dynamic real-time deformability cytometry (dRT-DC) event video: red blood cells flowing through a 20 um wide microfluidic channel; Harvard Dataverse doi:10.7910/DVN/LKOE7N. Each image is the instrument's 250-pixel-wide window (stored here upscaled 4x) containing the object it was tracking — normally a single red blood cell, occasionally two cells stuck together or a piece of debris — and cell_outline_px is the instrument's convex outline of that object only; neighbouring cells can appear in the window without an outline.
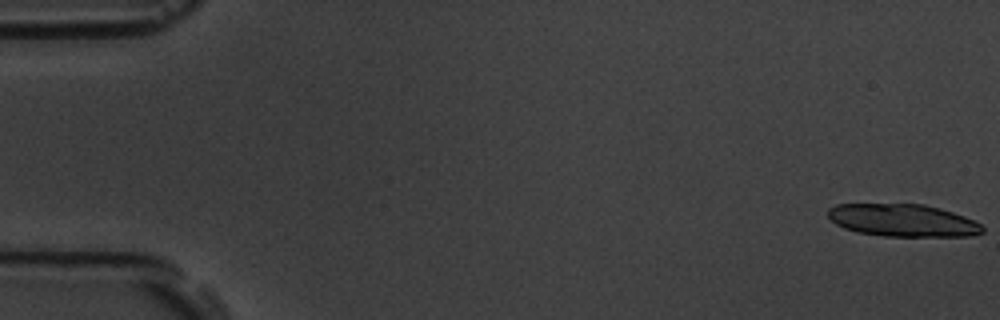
{"species": "common noctule bat (a hibernating species)", "species_latin": "Nyctalus noctula", "temperature_condition": "room temperature", "stored_images_in_passage": 7, "camera_frame_rate_fps": 3000, "um_per_image_px": 0.085, "animal": {"sex": "male", "body_mass_g": 19.5, "forearm_length_mm": 54.6}, "frame": {"image": 1, "passage_image": 1, "time_ms": 0.0, "image_size_px": [1000, 320], "cell_outline_px": [[984, 232], [972, 236], [884, 236], [856, 232], [844, 228], [836, 224], [828, 216], [828, 208], [836, 204], [924, 204], [940, 208], [964, 216], [980, 224], [984, 228]], "centroid_in_image_um": [76.73, 18.73], "position_along_channel_um": 8.3, "area_um2": 29.25}}